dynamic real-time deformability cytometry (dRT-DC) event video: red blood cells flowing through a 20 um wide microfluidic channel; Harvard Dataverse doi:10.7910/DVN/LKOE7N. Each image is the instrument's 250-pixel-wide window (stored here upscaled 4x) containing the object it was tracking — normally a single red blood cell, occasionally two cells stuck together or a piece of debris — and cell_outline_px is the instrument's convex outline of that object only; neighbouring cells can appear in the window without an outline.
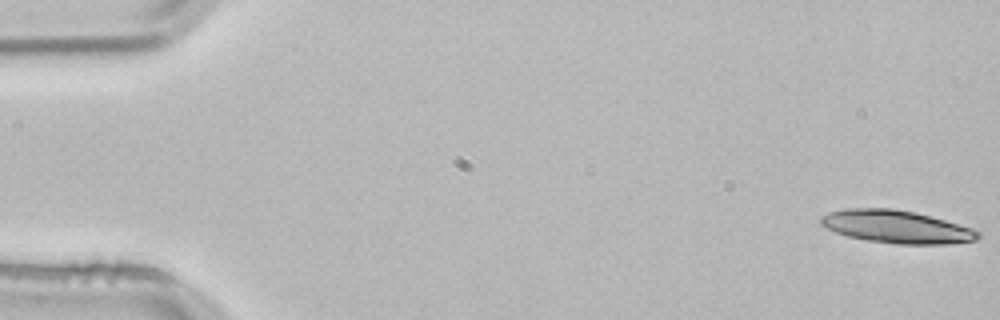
{"species": "common noctule bat (a hibernating species)", "species_latin": "Nyctalus noctula", "temperature_condition": "room temperature", "stored_images_in_passage": 4, "camera_frame_rate_fps": 3000, "um_per_image_px": 0.085, "animal": {"sex": "male", "body_mass_g": 21.5, "forearm_length_mm": 52.0}, "frame": {"image": 1, "passage_image": 1, "time_ms": 0.0, "image_size_px": [1000, 320], "cell_outline_px": [[980, 236], [976, 240], [948, 244], [896, 244], [868, 240], [848, 236], [836, 232], [820, 224], [820, 216], [828, 212], [844, 208], [892, 208], [916, 212], [932, 216], [972, 228], [980, 232]], "centroid_in_image_um": [76.2, 19.26], "position_along_channel_um": 8.8, "area_um2": 30.11}}